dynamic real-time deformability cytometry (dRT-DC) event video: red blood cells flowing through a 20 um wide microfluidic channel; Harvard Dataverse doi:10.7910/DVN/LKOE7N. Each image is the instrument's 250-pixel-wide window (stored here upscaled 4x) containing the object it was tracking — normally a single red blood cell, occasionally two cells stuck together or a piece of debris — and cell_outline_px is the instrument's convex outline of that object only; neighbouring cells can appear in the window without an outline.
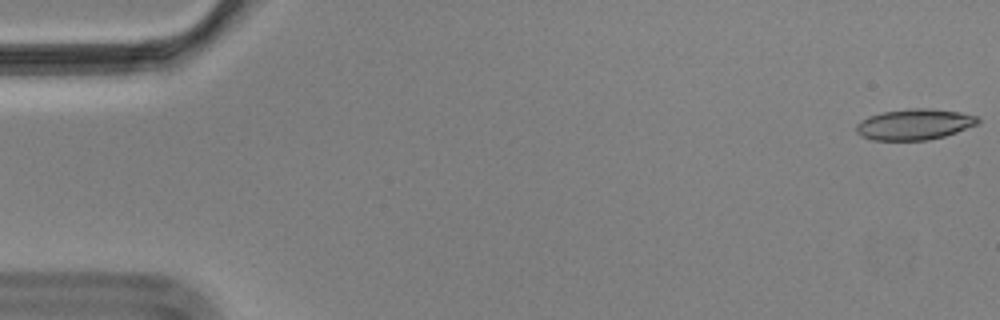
{"species": "Egyptian fruit bat (a non-hibernating species)", "species_latin": "Rousettus aegyptiacus", "temperature_condition": "cold", "stored_images_in_passage": 13, "camera_frame_rate_fps": 3000, "um_per_image_px": 0.085, "animal": {"sex": "male"}, "frame": {"image": 1, "passage_image": 1, "time_ms": 0.0, "image_size_px": [1000, 320], "cell_outline_px": [[980, 124], [944, 136], [928, 140], [872, 140], [860, 136], [856, 132], [856, 124], [868, 116], [884, 112], [908, 108], [928, 108], [960, 112], [976, 116], [980, 120]], "centroid_in_image_um": [77.73, 10.57], "position_along_channel_um": 7.3, "area_um2": 21.96}}